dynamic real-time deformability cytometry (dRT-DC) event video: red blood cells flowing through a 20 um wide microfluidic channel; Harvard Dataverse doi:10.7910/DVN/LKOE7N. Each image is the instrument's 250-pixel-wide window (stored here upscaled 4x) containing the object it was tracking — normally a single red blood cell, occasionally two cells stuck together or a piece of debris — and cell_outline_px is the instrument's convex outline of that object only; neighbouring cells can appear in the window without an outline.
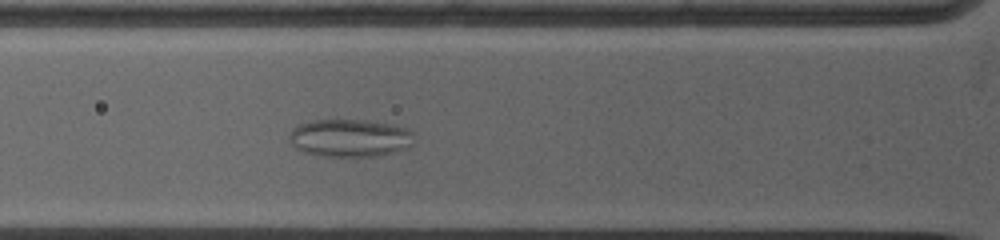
{"species": "common noctule bat (a hibernating species)", "species_latin": "Nyctalus noctula", "temperature_condition": "warm", "stored_images_in_passage": 39, "camera_frame_rate_fps": 5000, "um_per_image_px": 0.085, "animal": {"sex": "female", "body_mass_g": 19.0, "forearm_length_mm": 53.3}, "frame": {"image": 1, "passage_image": 11, "time_ms": 3.4, "image_size_px": [1000, 240], "cell_outline_px": [[412, 144], [404, 148], [392, 152], [376, 156], [320, 156], [304, 152], [296, 148], [288, 140], [288, 136], [292, 128], [300, 124], [312, 120], [364, 120], [392, 124], [408, 128], [412, 132]], "centroid_in_image_um": [29.69, 11.72], "position_along_channel_um": 96.1, "area_um2": 27.4}}
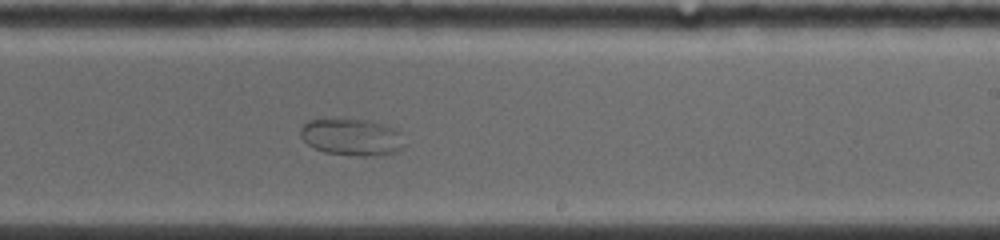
{"frame": {"image": 2, "passage_image": 24, "time_ms": 7.6, "image_size_px": [1000, 240], "cell_outline_px": [[404, 148], [400, 152], [372, 156], [356, 156], [324, 152], [308, 144], [300, 136], [300, 128], [308, 120], [364, 120], [384, 124], [396, 128], [400, 132], [404, 144]], "centroid_in_image_um": [29.95, 11.68], "position_along_channel_um": 259.1, "area_um2": 22.31}}
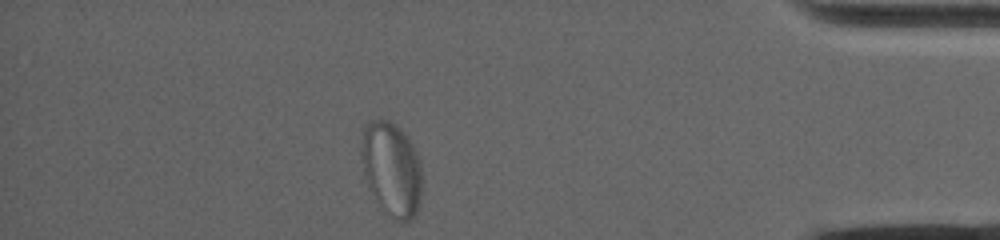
{"frame": {"image": 3, "passage_image": 39, "time_ms": 12.4, "image_size_px": [1000, 240], "cell_outline_px": [[420, 204], [412, 220], [400, 224], [392, 220], [388, 216], [380, 204], [368, 184], [364, 176], [360, 156], [360, 152], [364, 124], [368, 120], [388, 120], [396, 124], [408, 136], [420, 160]], "centroid_in_image_um": [33.27, 14.36], "position_along_channel_um": 401.9, "area_um2": 33.58}}